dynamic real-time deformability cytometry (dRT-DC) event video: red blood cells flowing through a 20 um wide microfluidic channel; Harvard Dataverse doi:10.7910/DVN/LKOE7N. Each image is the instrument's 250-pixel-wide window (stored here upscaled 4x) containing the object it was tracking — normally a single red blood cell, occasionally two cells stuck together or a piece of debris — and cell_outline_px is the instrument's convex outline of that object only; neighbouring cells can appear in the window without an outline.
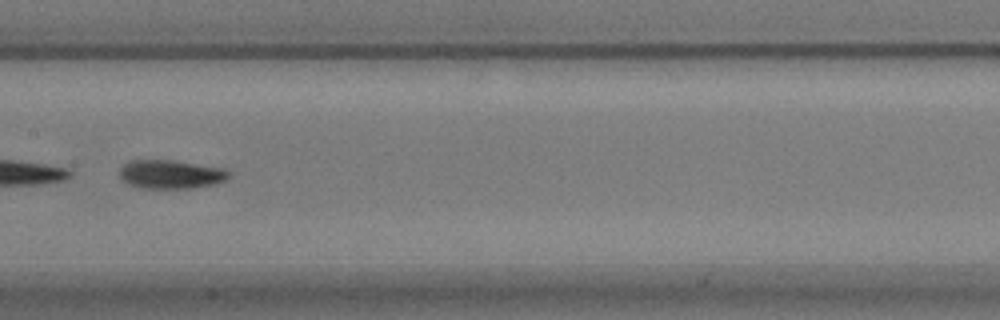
{"species": "common noctule bat (a hibernating species)", "species_latin": "Nyctalus noctula", "temperature_condition": "warm", "stored_images_in_passage": 56, "camera_frame_rate_fps": 3000, "um_per_image_px": 0.085, "animal": {"sex": "male", "body_mass_g": 17.9}, "frame": {"image": 1, "passage_image": 28, "time_ms": 9.0, "image_size_px": [1000, 320], "cell_outline_px": [[228, 176], [224, 180], [216, 184], [196, 188], [140, 188], [128, 184], [120, 180], [120, 168], [124, 164], [132, 160], [172, 160], [224, 168], [228, 172]], "centroid_in_image_um": [14.48, 14.82], "position_along_channel_um": 192.9, "area_um2": 18.32}}
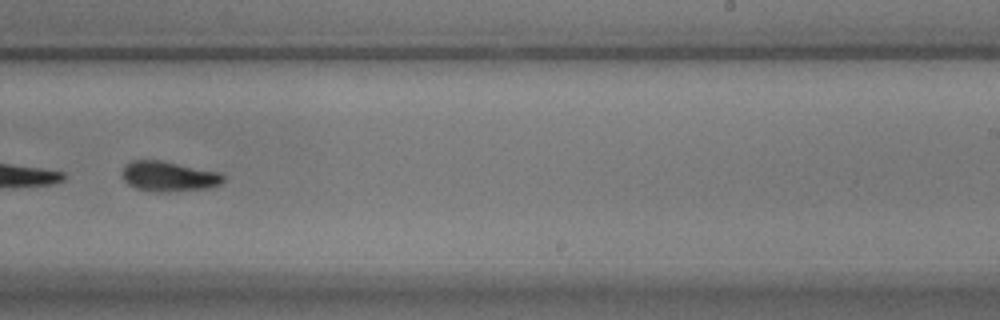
{"frame": {"image": 2, "passage_image": 35, "time_ms": 11.333, "image_size_px": [1000, 320], "cell_outline_px": [[224, 180], [220, 184], [208, 188], [168, 192], [160, 192], [136, 188], [128, 184], [120, 176], [120, 172], [124, 164], [132, 160], [160, 160], [220, 172], [224, 176]], "centroid_in_image_um": [14.29, 14.98], "position_along_channel_um": 274.7, "area_um2": 17.92}, "authors_computed_cell_mechanics": {"area_um2": 18.9295, "velocity_mm_per_s": 3.5222, "shape_relaxation_time_tau1_ms": 3.3398, "shape_relaxation_time_tau2_ms": 8.1349, "deformation_change_tau1": 0.1368, "deformation_change_tau2": 0.1247}}